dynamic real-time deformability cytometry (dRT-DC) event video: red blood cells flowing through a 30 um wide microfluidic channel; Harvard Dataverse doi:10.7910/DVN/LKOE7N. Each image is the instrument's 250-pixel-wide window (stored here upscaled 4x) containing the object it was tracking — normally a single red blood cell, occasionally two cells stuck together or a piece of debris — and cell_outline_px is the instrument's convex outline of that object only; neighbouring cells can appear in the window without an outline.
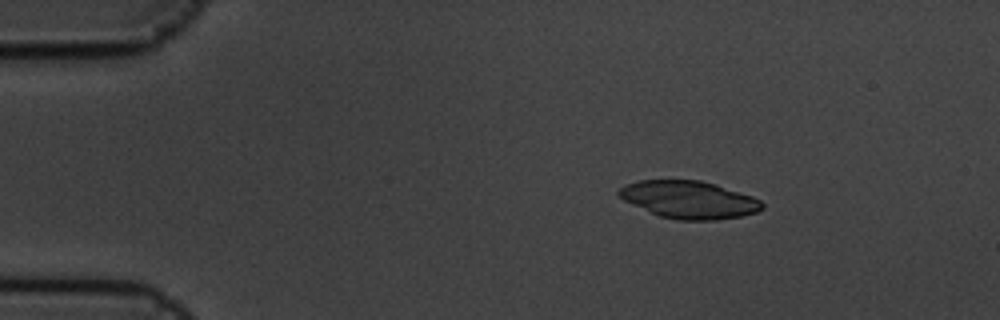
{"species": "common noctule bat (a hibernating species)", "species_latin": "Nyctalus noctula", "temperature_condition": "cold", "stored_images_in_passage": 5, "camera_frame_rate_fps": 3000, "um_per_image_px": 0.085, "animal": {"sex": "male", "body_mass_g": 19.5, "forearm_length_mm": 54.6}, "frame": {"image": 1, "passage_image": 3, "time_ms": 0.667, "image_size_px": [1000, 320], "cell_outline_px": [[764, 208], [756, 212], [740, 216], [716, 220], [676, 220], [660, 216], [624, 200], [616, 192], [624, 184], [640, 180], [700, 180], [716, 184], [752, 196], [760, 200], [764, 204]], "centroid_in_image_um": [58.58, 16.97], "position_along_channel_um": 26.4, "area_um2": 31.21}}